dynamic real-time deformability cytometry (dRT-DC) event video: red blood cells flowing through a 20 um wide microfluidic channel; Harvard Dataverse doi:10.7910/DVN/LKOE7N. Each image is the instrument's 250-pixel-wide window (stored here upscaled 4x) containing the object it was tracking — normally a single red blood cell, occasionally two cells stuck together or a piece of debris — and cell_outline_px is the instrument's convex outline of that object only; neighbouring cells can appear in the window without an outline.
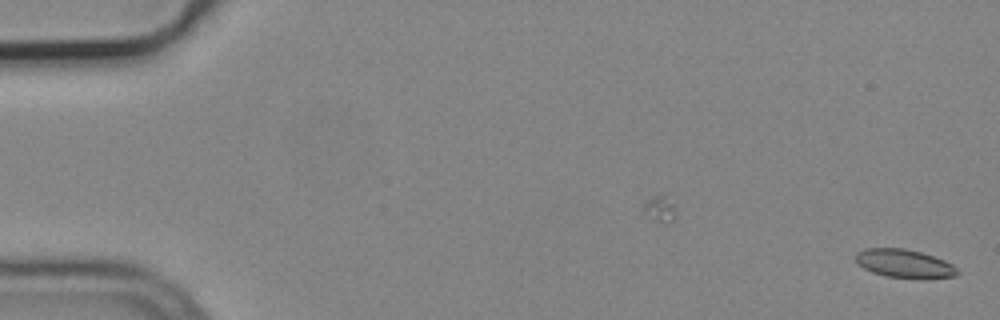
{"species": "common noctule bat (a hibernating species)", "species_latin": "Nyctalus noctula", "temperature_condition": "cold", "stored_images_in_passage": 8, "camera_frame_rate_fps": 3000, "um_per_image_px": 0.085, "animal": {"sex": "male", "body_mass_g": 19.2, "forearm_length_mm": 51.8}, "frame": {"image": 1, "passage_image": 1, "time_ms": 0.0, "image_size_px": [1000, 320], "cell_outline_px": [[960, 272], [956, 276], [888, 276], [872, 272], [864, 268], [856, 260], [856, 252], [864, 248], [904, 248], [920, 252], [944, 260], [952, 264]], "centroid_in_image_um": [76.82, 22.35], "position_along_channel_um": 8.2, "area_um2": 16.01}}